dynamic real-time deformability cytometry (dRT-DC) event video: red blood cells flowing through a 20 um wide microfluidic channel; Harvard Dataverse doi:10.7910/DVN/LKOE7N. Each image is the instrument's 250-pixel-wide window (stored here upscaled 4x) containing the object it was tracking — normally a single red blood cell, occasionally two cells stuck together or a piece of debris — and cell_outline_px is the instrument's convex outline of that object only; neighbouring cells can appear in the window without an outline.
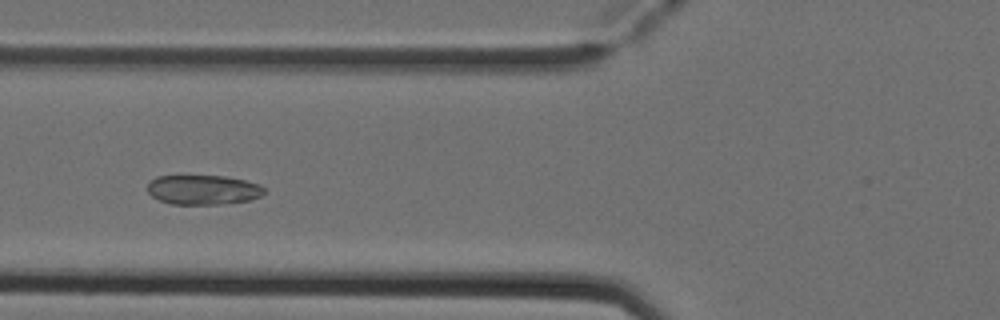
{"species": "Egyptian fruit bat (a non-hibernating species)", "species_latin": "Rousettus aegyptiacus", "temperature_condition": "cold", "stored_images_in_passage": 6, "camera_frame_rate_fps": 3000, "um_per_image_px": 0.085, "animal": {"sex": "female"}, "frame": {"image": 1, "passage_image": 4, "time_ms": 1.0, "image_size_px": [1000, 320], "cell_outline_px": [[264, 192], [260, 196], [252, 200], [216, 204], [172, 204], [160, 200], [152, 196], [148, 192], [148, 180], [156, 176], [224, 176], [244, 180], [260, 184], [264, 188]], "centroid_in_image_um": [17.25, 16.12], "position_along_channel_um": 108.6, "area_um2": 20.11}}
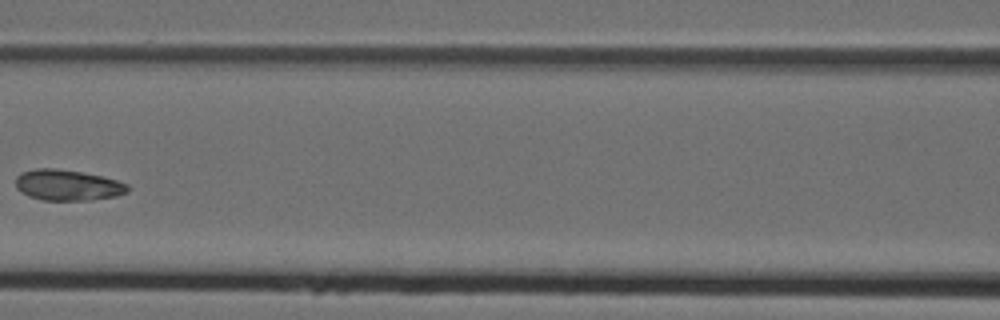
{"frame": {"image": 2, "passage_image": 5, "time_ms": 1.333, "image_size_px": [1000, 320], "cell_outline_px": [[128, 192], [116, 196], [88, 200], [44, 200], [28, 196], [20, 192], [16, 188], [16, 176], [20, 172], [36, 168], [56, 168], [84, 172], [104, 176], [128, 184]], "centroid_in_image_um": [5.73, 15.72], "position_along_channel_um": 160.9, "area_um2": 20.35}}
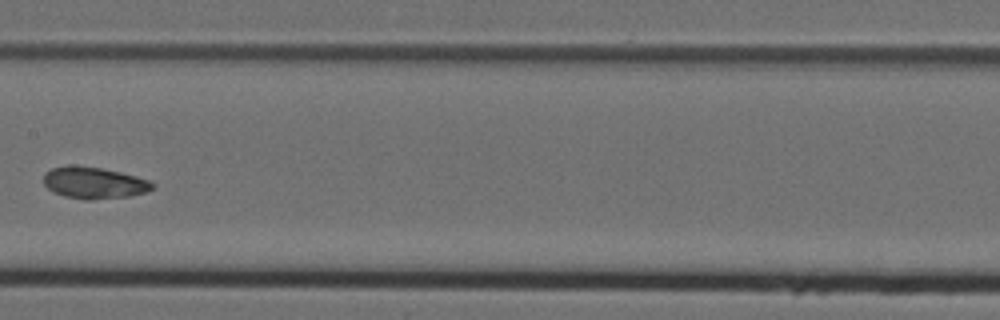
{"frame": {"image": 3, "passage_image": 6, "time_ms": 1.667, "image_size_px": [1000, 320], "cell_outline_px": [[156, 184], [148, 192], [128, 196], [92, 200], [84, 200], [64, 196], [52, 192], [44, 184], [44, 172], [52, 168], [72, 164], [100, 168], [120, 172], [136, 176], [148, 180]], "centroid_in_image_um": [7.97, 15.54], "position_along_channel_um": 199.4, "area_um2": 20.23}}